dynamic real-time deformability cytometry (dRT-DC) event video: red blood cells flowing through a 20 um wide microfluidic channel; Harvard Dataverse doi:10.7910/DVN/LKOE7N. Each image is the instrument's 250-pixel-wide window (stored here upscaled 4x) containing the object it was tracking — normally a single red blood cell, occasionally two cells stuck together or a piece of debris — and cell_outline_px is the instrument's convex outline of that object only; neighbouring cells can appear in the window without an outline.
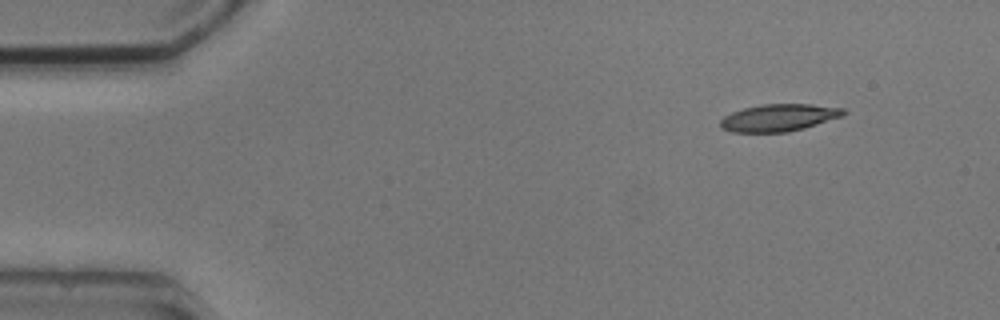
{"species": "common noctule bat (a hibernating species)", "species_latin": "Nyctalus noctula", "temperature_condition": "cold", "stored_images_in_passage": 7, "camera_frame_rate_fps": 3000, "um_per_image_px": 0.085, "animal": {"sex": "male", "body_mass_g": 20.5, "forearm_length_mm": 52.5}, "frame": {"image": 1, "passage_image": 1, "time_ms": 0.0, "image_size_px": [1000, 320], "cell_outline_px": [[848, 112], [844, 116], [804, 128], [788, 132], [732, 132], [720, 128], [720, 120], [724, 116], [732, 112], [744, 108], [760, 104], [812, 104], [844, 108]], "centroid_in_image_um": [66.23, 10.0], "position_along_channel_um": 18.8, "area_um2": 19.71}}
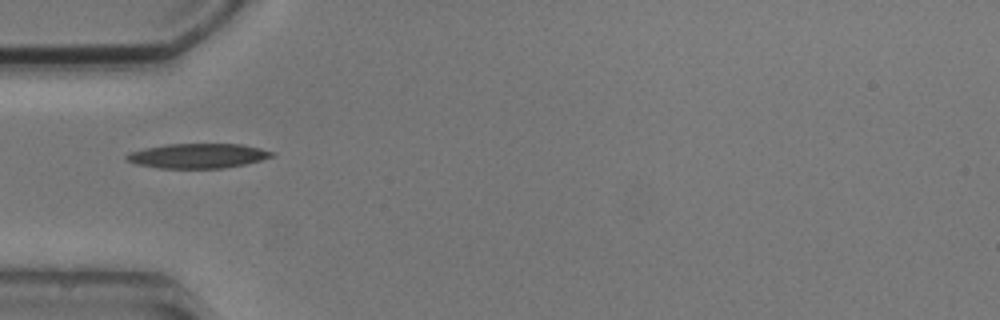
{"frame": {"image": 2, "passage_image": 4, "time_ms": 3.667, "image_size_px": [1000, 320], "cell_outline_px": [[276, 156], [244, 164], [224, 168], [156, 168], [136, 164], [124, 160], [124, 156], [128, 152], [144, 148], [168, 144], [240, 144], [260, 148], [276, 152]], "centroid_in_image_um": [16.78, 13.24], "position_along_channel_um": 68.2, "area_um2": 21.1}}